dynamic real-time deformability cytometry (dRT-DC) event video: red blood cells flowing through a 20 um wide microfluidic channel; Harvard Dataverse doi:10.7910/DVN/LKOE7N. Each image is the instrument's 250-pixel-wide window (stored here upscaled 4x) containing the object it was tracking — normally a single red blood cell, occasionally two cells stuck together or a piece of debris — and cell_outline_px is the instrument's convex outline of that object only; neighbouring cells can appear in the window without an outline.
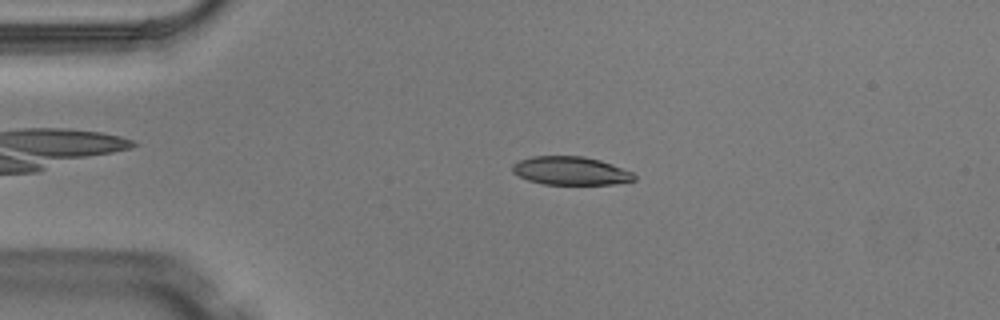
{"species": "Egyptian fruit bat (a non-hibernating species)", "species_latin": "Rousettus aegyptiacus", "temperature_condition": "warm", "stored_images_in_passage": 2, "camera_frame_rate_fps": 3000, "um_per_image_px": 0.085, "animal": {"sex": "male"}, "frame": {"image": 1, "passage_image": 1, "time_ms": 0.0, "image_size_px": [1000, 320], "cell_outline_px": [[636, 180], [612, 184], [544, 184], [528, 180], [512, 172], [512, 164], [520, 160], [532, 156], [584, 156], [600, 160], [612, 164], [632, 172], [636, 176]], "centroid_in_image_um": [48.5, 14.51], "position_along_channel_um": 36.5, "area_um2": 20.06}}